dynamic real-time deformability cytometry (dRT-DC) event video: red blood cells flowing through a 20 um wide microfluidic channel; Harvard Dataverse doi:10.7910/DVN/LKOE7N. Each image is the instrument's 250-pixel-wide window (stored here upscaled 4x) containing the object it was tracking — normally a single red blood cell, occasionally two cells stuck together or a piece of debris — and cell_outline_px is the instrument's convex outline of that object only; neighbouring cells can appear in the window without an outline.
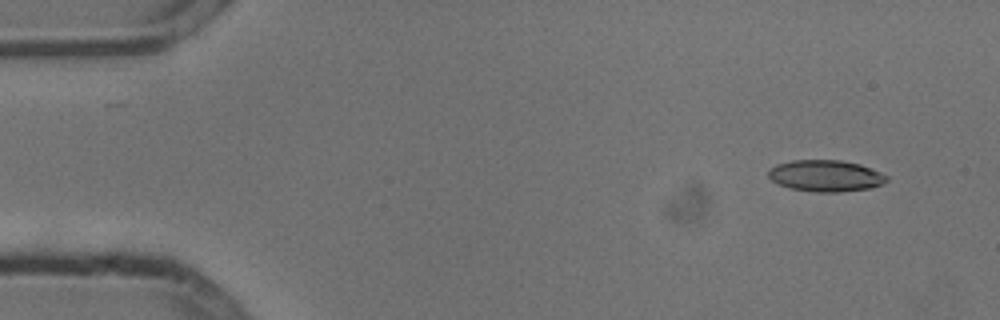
{"species": "common noctule bat (a hibernating species)", "species_latin": "Nyctalus noctula", "temperature_condition": "cold", "stored_images_in_passage": 4, "camera_frame_rate_fps": 3000, "um_per_image_px": 0.085, "animal": {"sex": "male", "body_mass_g": 13.3}, "frame": {"image": 1, "passage_image": 1, "time_ms": 0.0, "image_size_px": [1000, 320], "cell_outline_px": [[888, 180], [880, 184], [868, 188], [840, 192], [816, 192], [792, 188], [776, 184], [768, 176], [768, 172], [776, 164], [792, 160], [840, 160], [860, 164], [880, 172], [888, 176]], "centroid_in_image_um": [70.16, 14.94], "position_along_channel_um": 14.8, "area_um2": 21.56}}
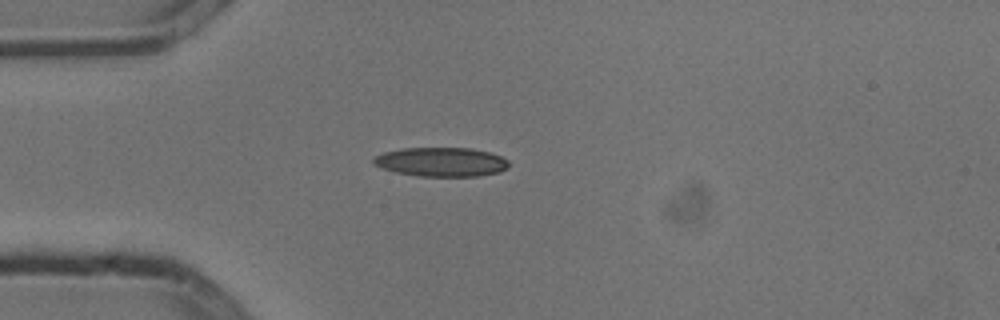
{"frame": {"image": 2, "passage_image": 4, "time_ms": 1.0, "image_size_px": [1000, 320], "cell_outline_px": [[508, 164], [500, 172], [480, 176], [420, 176], [396, 172], [372, 164], [372, 160], [376, 156], [384, 152], [400, 148], [472, 148], [492, 152], [508, 160]], "centroid_in_image_um": [37.51, 13.76], "position_along_channel_um": 47.5, "area_um2": 22.95}}